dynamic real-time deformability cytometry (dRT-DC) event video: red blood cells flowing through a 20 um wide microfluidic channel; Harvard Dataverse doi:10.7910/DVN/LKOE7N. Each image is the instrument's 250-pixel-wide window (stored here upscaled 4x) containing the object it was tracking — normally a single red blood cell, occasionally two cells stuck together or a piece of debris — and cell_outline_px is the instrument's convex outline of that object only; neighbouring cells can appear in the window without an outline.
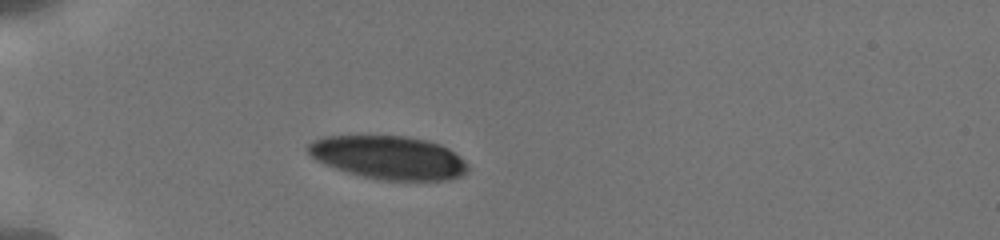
{"species": "human", "species_latin": "Homo sapiens", "temperature_condition": "cold", "stored_images_in_passage": 14, "camera_frame_rate_fps": 3000, "um_per_image_px": 0.085, "donor": {"sex": "male"}, "frame": {"image": 1, "passage_image": 3, "time_ms": 2.0, "image_size_px": [1000, 240], "cell_outline_px": [[468, 168], [460, 176], [448, 180], [380, 180], [348, 172], [324, 164], [316, 160], [308, 152], [308, 144], [312, 140], [324, 136], [408, 136], [428, 140], [440, 144], [448, 148], [460, 156], [468, 164]], "centroid_in_image_um": [33.04, 13.38], "position_along_channel_um": 52.0, "area_um2": 40.29}}
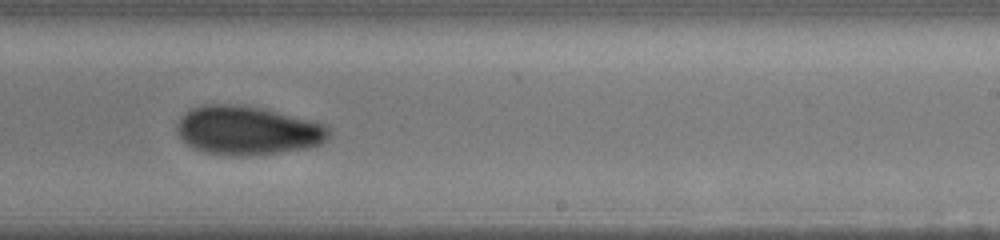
{"frame": {"image": 2, "passage_image": 9, "time_ms": 8.333, "image_size_px": [1000, 240], "cell_outline_px": [[332, 136], [328, 140], [320, 144], [308, 148], [280, 152], [248, 156], [232, 156], [204, 152], [192, 148], [176, 132], [176, 124], [180, 116], [184, 112], [200, 104], [244, 104], [264, 108], [328, 124], [332, 128]], "centroid_in_image_um": [21.08, 11.07], "position_along_channel_um": 267.9, "area_um2": 44.27}}
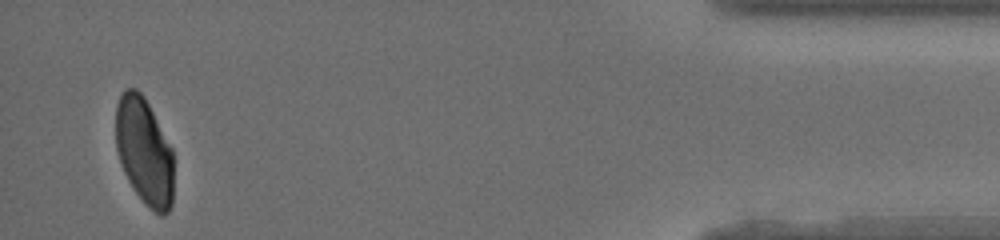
{"frame": {"image": 3, "passage_image": 14, "time_ms": 14.0, "image_size_px": [1000, 240], "cell_outline_px": [[172, 204], [168, 212], [164, 216], [160, 216], [144, 204], [128, 180], [124, 172], [116, 148], [116, 104], [124, 88], [136, 88], [144, 96], [172, 148]], "centroid_in_image_um": [12.25, 12.86], "position_along_channel_um": 422.9, "area_um2": 36.07}, "authors_computed_cell_mechanics": {"area_um2": 41.6738, "velocity_mm_per_s": 3.8379, "shape_relaxation_time_tau1_ms": 2.383, "shape_relaxation_time_tau2_ms": 4.2546, "deformation_change_tau1": 0.0997, "deformation_change_tau2": 0.0703}}